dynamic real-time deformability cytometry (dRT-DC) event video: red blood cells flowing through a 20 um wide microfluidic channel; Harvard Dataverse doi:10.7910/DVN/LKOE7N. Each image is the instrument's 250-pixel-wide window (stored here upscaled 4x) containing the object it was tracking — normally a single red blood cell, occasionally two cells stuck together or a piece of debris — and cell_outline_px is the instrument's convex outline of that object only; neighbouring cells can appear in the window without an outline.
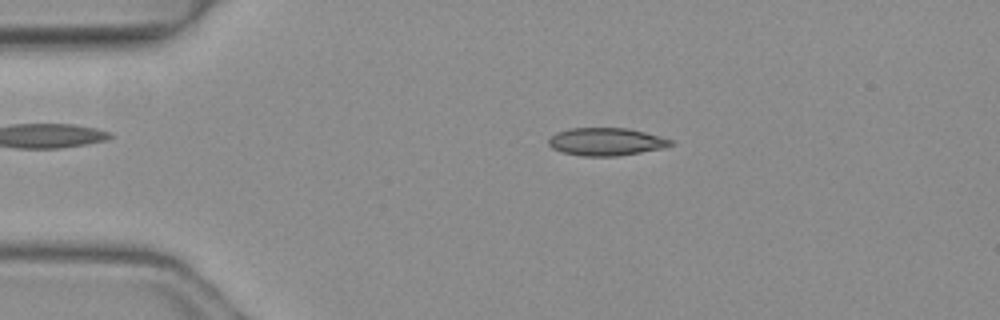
{"species": "common noctule bat (a hibernating species)", "species_latin": "Nyctalus noctula", "temperature_condition": "warm", "stored_images_in_passage": 3, "camera_frame_rate_fps": 3000, "um_per_image_px": 0.085, "animal": {"sex": "female", "body_mass_g": 19.3, "forearm_length_mm": 54.1}, "frame": {"image": 1, "passage_image": 2, "time_ms": 0.333, "image_size_px": [1000, 320], "cell_outline_px": [[672, 144], [664, 148], [616, 156], [584, 156], [560, 152], [552, 148], [548, 144], [548, 140], [556, 132], [568, 128], [628, 128], [660, 136], [672, 140]], "centroid_in_image_um": [51.48, 12.04], "position_along_channel_um": 33.5, "area_um2": 19.71}}